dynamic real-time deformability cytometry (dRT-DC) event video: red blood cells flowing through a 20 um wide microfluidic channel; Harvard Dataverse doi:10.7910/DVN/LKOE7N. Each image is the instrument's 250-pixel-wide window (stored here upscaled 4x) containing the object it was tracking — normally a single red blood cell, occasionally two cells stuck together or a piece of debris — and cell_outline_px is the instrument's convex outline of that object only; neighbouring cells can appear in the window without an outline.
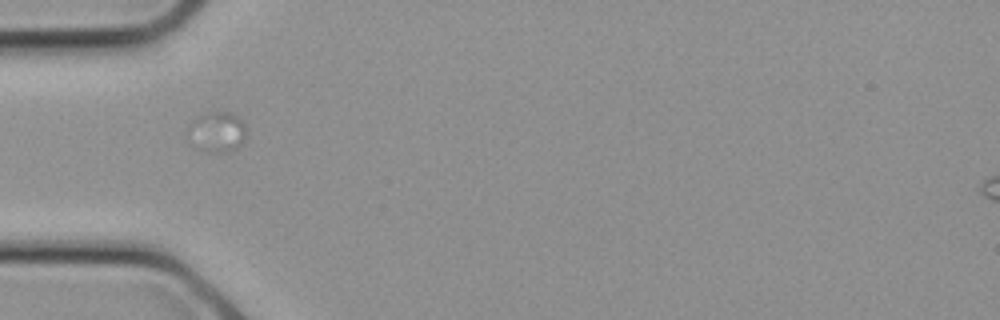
{"species": "common noctule bat (a hibernating species)", "species_latin": "Nyctalus noctula", "temperature_condition": "cold", "stored_images_in_passage": 2, "camera_frame_rate_fps": 3000, "um_per_image_px": 0.085, "animal": {"sex": "female", "body_mass_g": 21.9}, "frame": {"image": 1, "passage_image": 1, "time_ms": 0.0, "image_size_px": [1000, 320], "cell_outline_px": [[244, 140], [236, 148], [228, 152], [208, 152], [196, 148], [188, 144], [184, 136], [200, 116], [216, 112], [228, 112], [236, 116], [244, 124]], "centroid_in_image_um": [18.39, 11.28], "position_along_channel_um": 66.6, "area_um2": 13.47}}